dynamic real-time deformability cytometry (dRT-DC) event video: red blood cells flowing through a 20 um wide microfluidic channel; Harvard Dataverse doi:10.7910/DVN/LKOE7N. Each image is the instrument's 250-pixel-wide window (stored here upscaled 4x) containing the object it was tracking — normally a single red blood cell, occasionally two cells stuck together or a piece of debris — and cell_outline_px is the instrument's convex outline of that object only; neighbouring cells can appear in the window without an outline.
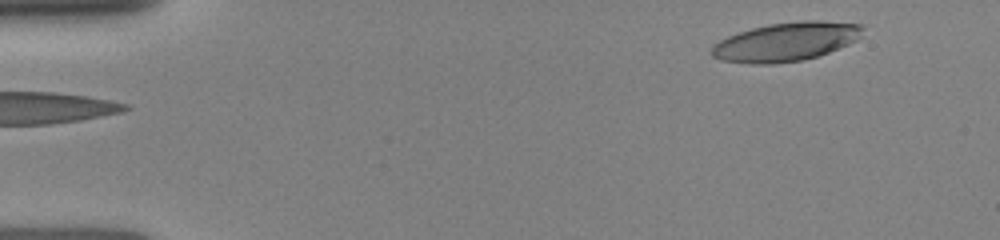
{"species": "human", "species_latin": "Homo sapiens", "temperature_condition": "room temperature", "stored_images_in_passage": 7, "segment_of_instrument_passage": [2, 2], "camera_frame_rate_fps": 3000, "um_per_image_px": 0.085, "donor": {"sex": "female"}, "frame": {"image": 1, "passage_image": 7, "time_ms": 5.0, "image_size_px": [1000, 240], "cell_outline_px": [[864, 28], [860, 36], [856, 40], [848, 44], [828, 52], [804, 60], [772, 64], [748, 64], [720, 60], [712, 56], [712, 48], [720, 40], [728, 36], [752, 28], [768, 24], [804, 20], [820, 20], [860, 24]], "centroid_in_image_um": [66.81, 3.55], "position_along_channel_um": 18.2, "area_um2": 33.99}}